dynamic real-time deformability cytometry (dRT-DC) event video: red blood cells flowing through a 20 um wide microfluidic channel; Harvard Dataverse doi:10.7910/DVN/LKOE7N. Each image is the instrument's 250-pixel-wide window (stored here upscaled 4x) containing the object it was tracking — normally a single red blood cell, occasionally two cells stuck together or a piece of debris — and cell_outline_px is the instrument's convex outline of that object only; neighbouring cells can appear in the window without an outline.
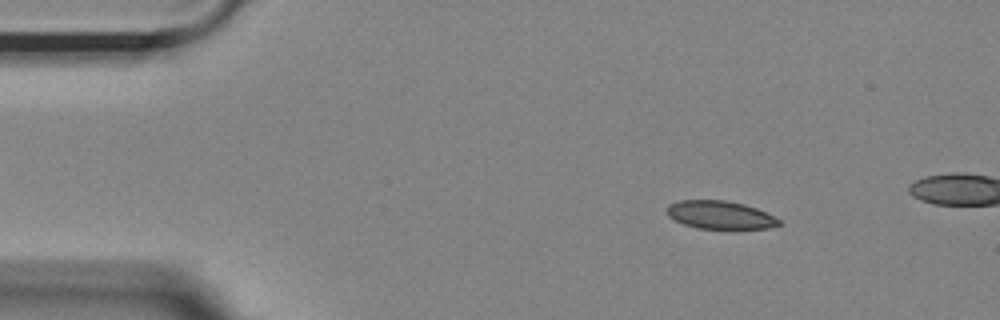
{"species": "Egyptian fruit bat (a non-hibernating species)", "species_latin": "Rousettus aegyptiacus", "temperature_condition": "room temperature", "stored_images_in_passage": 14, "camera_frame_rate_fps": 3000, "um_per_image_px": 0.085, "animal": {"sex": "female"}, "frame": {"image": 1, "passage_image": 7, "time_ms": 2.0, "image_size_px": [1000, 320], "cell_outline_px": [[780, 224], [768, 228], [732, 232], [696, 228], [684, 224], [668, 216], [668, 204], [680, 200], [724, 200], [744, 204], [756, 208], [780, 220]], "centroid_in_image_um": [61.23, 18.32], "position_along_channel_um": 23.8, "area_um2": 19.02}}